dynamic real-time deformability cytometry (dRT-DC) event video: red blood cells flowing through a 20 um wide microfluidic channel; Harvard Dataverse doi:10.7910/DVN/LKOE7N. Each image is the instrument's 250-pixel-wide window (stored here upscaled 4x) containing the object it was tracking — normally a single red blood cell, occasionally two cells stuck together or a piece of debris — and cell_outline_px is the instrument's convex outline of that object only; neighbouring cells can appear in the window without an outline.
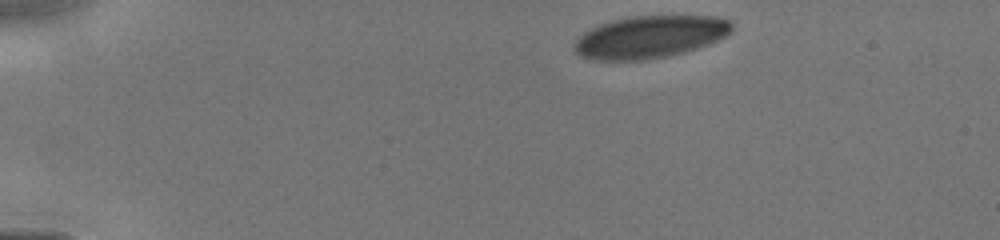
{"species": "human", "species_latin": "Homo sapiens", "temperature_condition": "cold", "stored_images_in_passage": 8, "camera_frame_rate_fps": 3000, "um_per_image_px": 0.085, "donor": {"sex": "male"}, "frame": {"image": 1, "passage_image": 1, "time_ms": 0.0, "image_size_px": [1000, 240], "cell_outline_px": [[732, 32], [720, 40], [684, 52], [668, 56], [648, 60], [592, 60], [580, 56], [576, 52], [572, 44], [584, 32], [608, 20], [628, 16], [716, 16], [728, 20], [732, 24]], "centroid_in_image_um": [55.23, 3.14], "position_along_channel_um": 29.8, "area_um2": 39.19}}
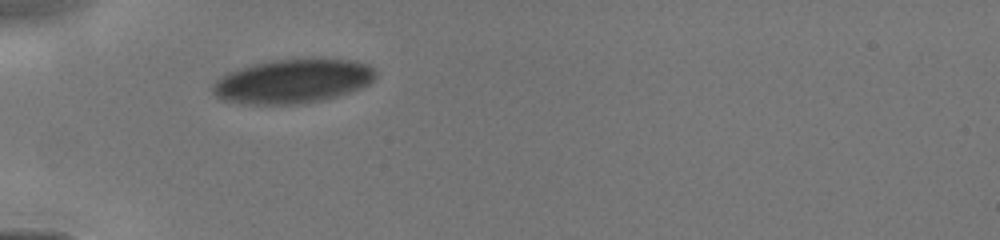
{"frame": {"image": 2, "passage_image": 7, "time_ms": 2.333, "image_size_px": [1000, 240], "cell_outline_px": [[376, 76], [368, 84], [352, 92], [320, 100], [296, 104], [248, 104], [220, 100], [212, 92], [212, 84], [220, 76], [228, 72], [252, 64], [268, 60], [308, 56], [312, 56], [356, 60], [368, 64], [376, 72]], "centroid_in_image_um": [24.89, 6.85], "position_along_channel_um": 60.1, "area_um2": 42.95}}